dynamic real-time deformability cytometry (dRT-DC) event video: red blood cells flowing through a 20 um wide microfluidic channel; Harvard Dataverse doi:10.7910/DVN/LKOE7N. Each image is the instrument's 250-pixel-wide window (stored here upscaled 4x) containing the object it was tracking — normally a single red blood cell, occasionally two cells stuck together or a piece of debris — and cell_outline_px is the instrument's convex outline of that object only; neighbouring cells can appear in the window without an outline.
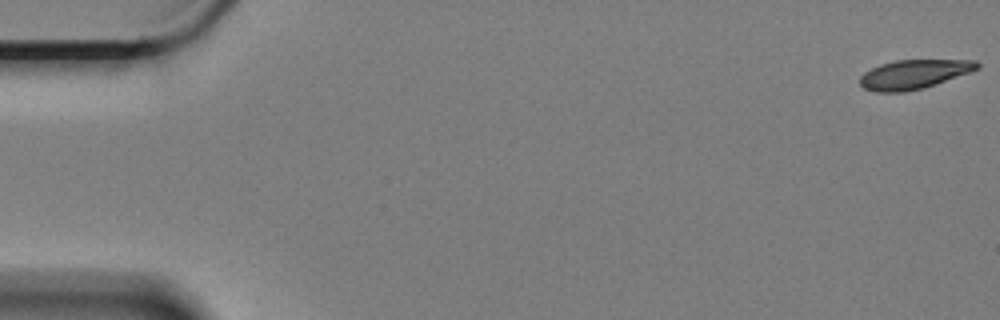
{"species": "Egyptian fruit bat (a non-hibernating species)", "species_latin": "Rousettus aegyptiacus", "temperature_condition": "cold", "stored_images_in_passage": 18, "camera_frame_rate_fps": 3000, "um_per_image_px": 0.085, "animal": {"sex": "female"}, "frame": {"image": 1, "passage_image": 1, "time_ms": 0.0, "image_size_px": [1000, 320], "cell_outline_px": [[980, 68], [936, 84], [924, 88], [904, 92], [876, 92], [864, 88], [860, 84], [860, 76], [864, 72], [880, 64], [896, 60], [976, 60], [980, 64]], "centroid_in_image_um": [77.67, 6.31], "position_along_channel_um": 7.3, "area_um2": 19.88}}